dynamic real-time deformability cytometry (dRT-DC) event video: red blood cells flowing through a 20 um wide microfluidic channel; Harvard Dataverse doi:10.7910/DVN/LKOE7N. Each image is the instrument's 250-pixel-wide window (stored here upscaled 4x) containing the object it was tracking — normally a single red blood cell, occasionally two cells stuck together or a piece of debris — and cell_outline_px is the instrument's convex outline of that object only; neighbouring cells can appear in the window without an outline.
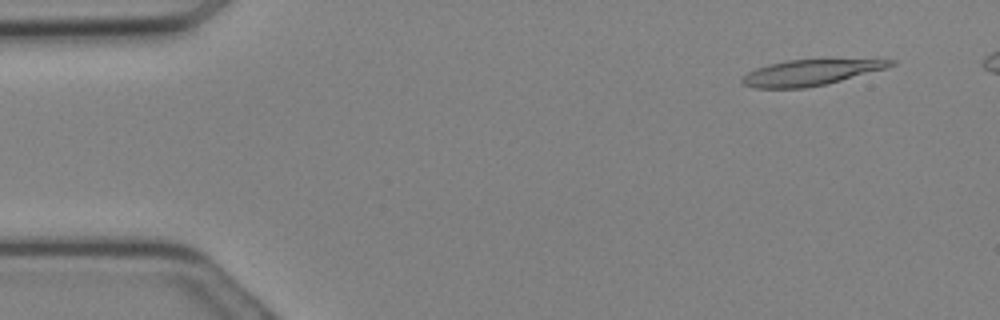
{"species": "Egyptian fruit bat (a non-hibernating species)", "species_latin": "Rousettus aegyptiacus", "temperature_condition": "cold", "stored_images_in_passage": 9, "camera_frame_rate_fps": 3000, "um_per_image_px": 0.085, "animal": {"sex": "female"}, "frame": {"image": 1, "passage_image": 1, "time_ms": 0.0, "image_size_px": [1000, 320], "cell_outline_px": [[896, 64], [884, 68], [828, 84], [804, 88], [752, 88], [740, 84], [740, 80], [748, 72], [756, 68], [768, 64], [788, 60], [828, 56], [896, 60]], "centroid_in_image_um": [68.95, 6.11], "position_along_channel_um": 16.1, "area_um2": 23.52}}